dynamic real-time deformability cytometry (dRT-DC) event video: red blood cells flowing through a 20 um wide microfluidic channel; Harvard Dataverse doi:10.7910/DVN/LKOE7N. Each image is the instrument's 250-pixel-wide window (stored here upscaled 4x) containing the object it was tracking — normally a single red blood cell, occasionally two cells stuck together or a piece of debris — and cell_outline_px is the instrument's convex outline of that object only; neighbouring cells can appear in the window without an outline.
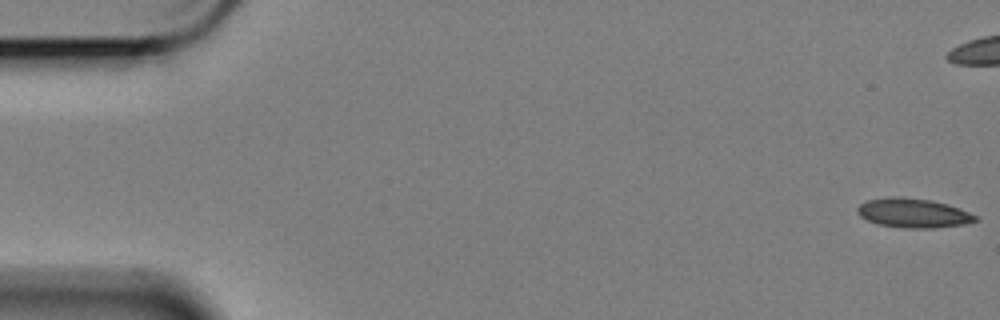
{"species": "Egyptian fruit bat (a non-hibernating species)", "species_latin": "Rousettus aegyptiacus", "temperature_condition": "cold", "stored_images_in_passage": 2, "camera_frame_rate_fps": 3000, "um_per_image_px": 0.085, "animal": {"sex": "female"}, "frame": {"image": 1, "passage_image": 1, "time_ms": 0.0, "image_size_px": [1000, 320], "cell_outline_px": [[980, 220], [964, 224], [932, 228], [904, 228], [876, 224], [860, 216], [856, 212], [856, 208], [860, 204], [868, 200], [892, 196], [896, 196], [928, 200], [944, 204], [968, 212], [976, 216]], "centroid_in_image_um": [77.57, 18.12], "position_along_channel_um": 7.4, "area_um2": 19.88}}